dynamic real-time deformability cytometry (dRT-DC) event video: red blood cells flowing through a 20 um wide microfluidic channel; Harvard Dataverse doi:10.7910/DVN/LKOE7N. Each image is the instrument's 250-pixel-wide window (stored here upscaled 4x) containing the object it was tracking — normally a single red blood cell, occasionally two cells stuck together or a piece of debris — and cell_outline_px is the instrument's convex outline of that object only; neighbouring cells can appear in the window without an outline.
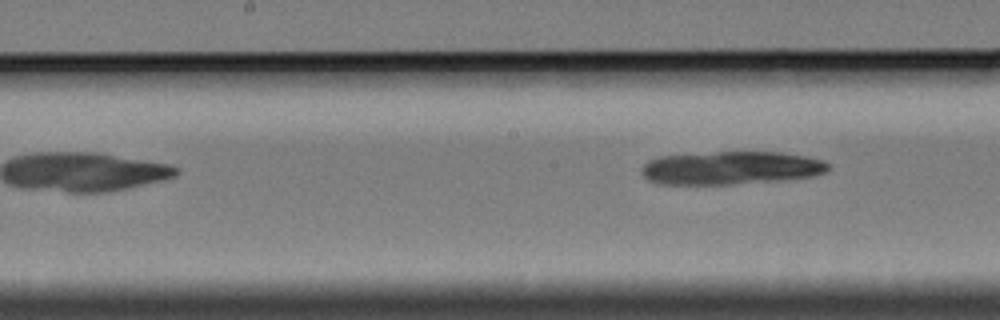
{"species": "Egyptian fruit bat (a non-hibernating species)", "species_latin": "Rousettus aegyptiacus", "temperature_condition": "cold", "stored_images_in_passage": 9, "camera_frame_rate_fps": 3000, "um_per_image_px": 0.085, "animal": {"sex": "female"}, "frame": {"image": 1, "passage_image": 9, "time_ms": 11.333, "image_size_px": [1000, 320], "cell_outline_px": [[832, 168], [828, 172], [812, 176], [780, 180], [732, 184], [660, 184], [648, 180], [640, 172], [644, 164], [648, 160], [660, 156], [716, 152], [780, 152], [808, 156], [824, 160], [832, 164]], "centroid_in_image_um": [62.19, 14.27], "position_along_channel_um": 186.0, "area_um2": 36.36}}